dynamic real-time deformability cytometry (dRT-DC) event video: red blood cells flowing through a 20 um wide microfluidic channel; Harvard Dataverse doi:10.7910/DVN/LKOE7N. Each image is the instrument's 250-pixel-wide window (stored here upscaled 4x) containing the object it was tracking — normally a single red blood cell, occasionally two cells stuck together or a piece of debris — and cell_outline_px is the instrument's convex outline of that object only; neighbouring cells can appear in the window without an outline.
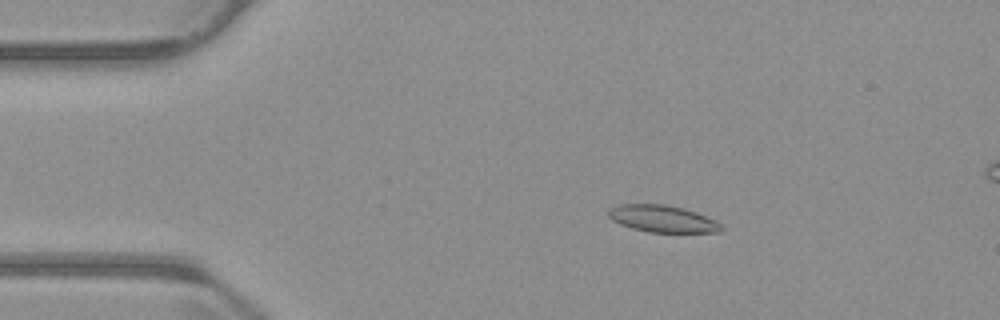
{"species": "common noctule bat (a hibernating species)", "species_latin": "Nyctalus noctula", "temperature_condition": "warm", "stored_images_in_passage": 56, "camera_frame_rate_fps": 3000, "um_per_image_px": 0.085, "animal": {"sex": "male", "body_mass_g": 23.1, "forearm_length_mm": 52.7}, "frame": {"image": 1, "passage_image": 10, "time_ms": 3.0, "image_size_px": [1000, 320], "cell_outline_px": [[724, 228], [720, 232], [648, 232], [632, 228], [620, 224], [612, 220], [608, 216], [608, 212], [612, 208], [620, 204], [664, 204], [684, 208], [696, 212], [716, 220]], "centroid_in_image_um": [56.33, 18.59], "position_along_channel_um": 28.7, "area_um2": 17.69}}
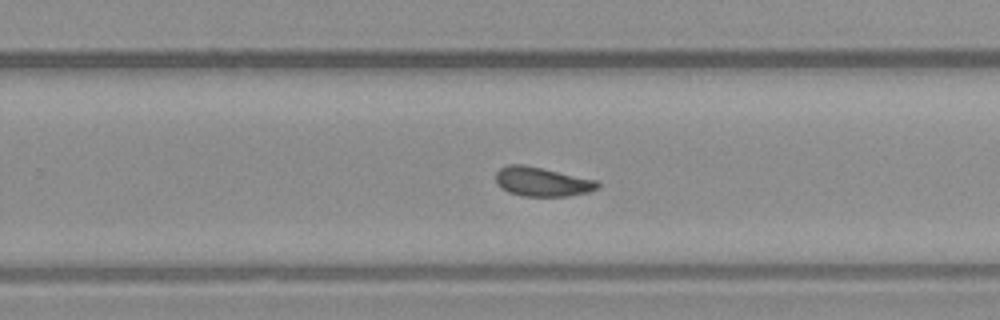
{"frame": {"image": 2, "passage_image": 35, "time_ms": 11.333, "image_size_px": [1000, 320], "cell_outline_px": [[600, 188], [588, 192], [568, 196], [520, 196], [508, 192], [500, 188], [496, 184], [496, 172], [500, 168], [508, 164], [524, 164], [600, 180]], "centroid_in_image_um": [46.1, 15.44], "position_along_channel_um": 283.7, "area_um2": 17.74}}
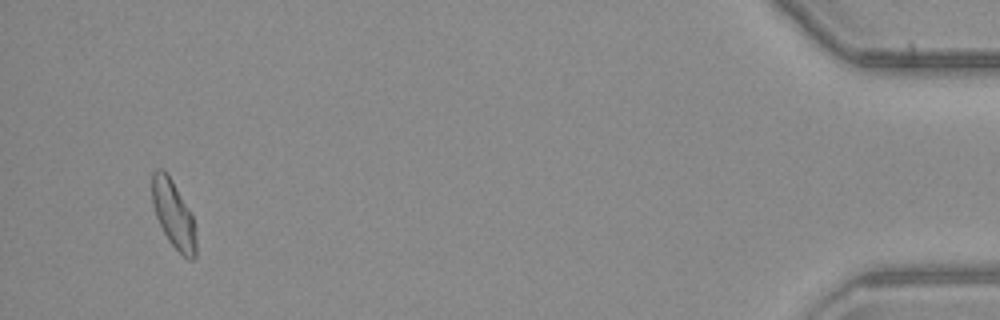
{"frame": {"image": 3, "passage_image": 53, "time_ms": 17.333, "image_size_px": [1000, 320], "cell_outline_px": [[196, 260], [188, 260], [168, 240], [156, 216], [152, 204], [152, 172], [156, 168], [164, 168], [172, 180], [192, 216], [196, 228]], "centroid_in_image_um": [14.75, 18.21], "position_along_channel_um": 420.5, "area_um2": 17.28}, "authors_computed_cell_mechanics": {"area_um2": 17.629, "velocity_mm_per_s": 3.716, "shape_relaxation_time_tau1_ms": 8.0285, "shape_relaxation_time_tau2_ms": 4.1273, "deformation_change_tau1": 0.1657, "deformation_change_tau2": 0.1177}}